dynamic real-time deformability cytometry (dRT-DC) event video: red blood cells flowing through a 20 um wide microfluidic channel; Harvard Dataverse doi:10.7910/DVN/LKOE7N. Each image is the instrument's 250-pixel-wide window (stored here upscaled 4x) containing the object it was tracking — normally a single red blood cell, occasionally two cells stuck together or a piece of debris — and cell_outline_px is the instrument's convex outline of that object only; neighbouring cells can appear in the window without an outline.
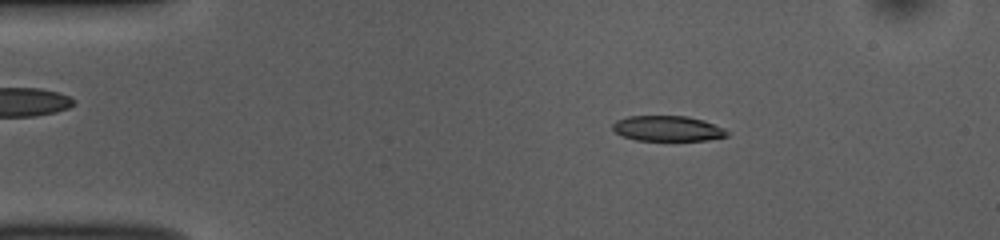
{"species": "common noctule bat (a hibernating species)", "species_latin": "Nyctalus noctula", "temperature_condition": "room temperature", "stored_images_in_passage": 50, "camera_frame_rate_fps": 3000, "um_per_image_px": 0.085, "animal": {"sex": "female", "body_mass_g": 10.0, "forearm_length_mm": 53.1}, "frame": {"image": 1, "passage_image": 8, "time_ms": 2.333, "image_size_px": [1000, 240], "cell_outline_px": [[732, 132], [728, 136], [708, 140], [636, 140], [624, 136], [616, 132], [612, 128], [612, 124], [616, 120], [628, 116], [688, 116], [704, 120], [724, 128]], "centroid_in_image_um": [56.8, 10.92], "position_along_channel_um": 28.2, "area_um2": 16.99}}
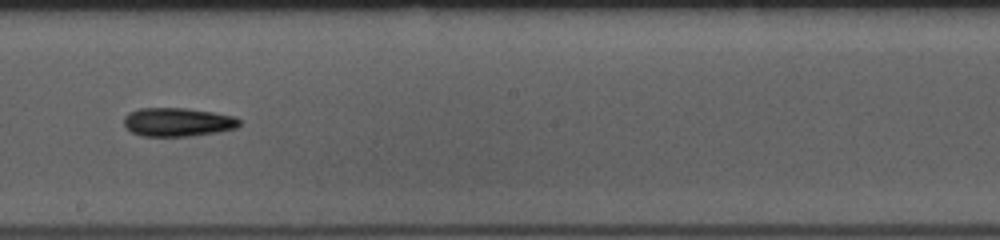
{"frame": {"image": 2, "passage_image": 28, "time_ms": 9.0, "image_size_px": [1000, 240], "cell_outline_px": [[240, 124], [236, 128], [216, 132], [188, 136], [140, 136], [132, 132], [124, 124], [124, 116], [128, 112], [140, 108], [188, 108], [216, 112], [236, 116], [240, 120]], "centroid_in_image_um": [15.11, 10.36], "position_along_channel_um": 233.1, "area_um2": 19.42}}
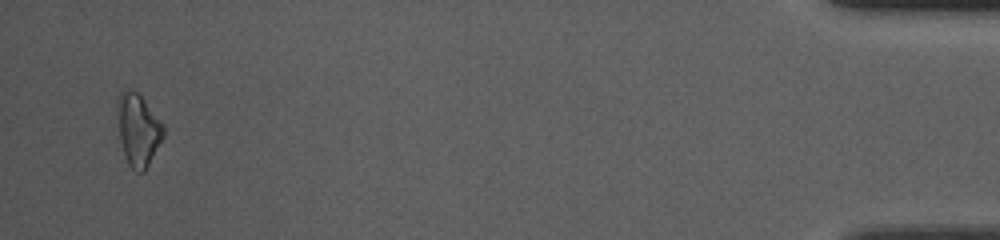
{"frame": {"image": 3, "passage_image": 49, "time_ms": 16.0, "image_size_px": [1000, 240], "cell_outline_px": [[164, 136], [144, 172], [136, 172], [128, 164], [124, 156], [120, 140], [116, 104], [116, 100], [120, 92], [124, 88], [128, 88], [136, 92], [140, 96], [164, 124]], "centroid_in_image_um": [11.72, 11.02], "position_along_channel_um": 423.5, "area_um2": 19.42}, "authors_computed_cell_mechanics": {"area_um2": 18.3226, "velocity_mm_per_s": 3.8895, "shape_relaxation_time_tau1_ms": 5.0049, "shape_relaxation_time_tau2_ms": 9.1519, "deformation_change_tau1": 0.1253, "deformation_change_tau2": 0.2364}}